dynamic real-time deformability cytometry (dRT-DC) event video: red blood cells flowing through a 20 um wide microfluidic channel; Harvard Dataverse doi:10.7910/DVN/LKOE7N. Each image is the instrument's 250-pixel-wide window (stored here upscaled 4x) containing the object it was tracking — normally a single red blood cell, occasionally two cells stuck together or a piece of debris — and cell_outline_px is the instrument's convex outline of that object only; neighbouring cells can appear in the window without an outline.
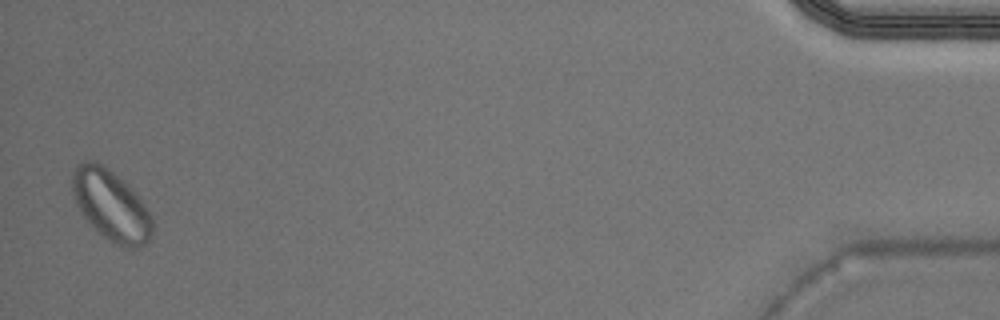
{"species": "Egyptian fruit bat (a non-hibernating species)", "species_latin": "Rousettus aegyptiacus", "temperature_condition": "warm", "stored_images_in_passage": 38, "segment_of_instrument_passage": [2, 2], "camera_frame_rate_fps": 3000, "um_per_image_px": 0.085, "animal": {"sex": "male"}, "frame": {"image": 1, "passage_image": 38, "time_ms": 12.333, "image_size_px": [1000, 320], "cell_outline_px": [[152, 236], [140, 248], [124, 248], [116, 244], [104, 236], [80, 212], [76, 204], [72, 192], [72, 172], [76, 164], [84, 160], [96, 160], [108, 168], [132, 188], [152, 216]], "centroid_in_image_um": [9.43, 17.42], "position_along_channel_um": 425.8, "area_um2": 32.89}}